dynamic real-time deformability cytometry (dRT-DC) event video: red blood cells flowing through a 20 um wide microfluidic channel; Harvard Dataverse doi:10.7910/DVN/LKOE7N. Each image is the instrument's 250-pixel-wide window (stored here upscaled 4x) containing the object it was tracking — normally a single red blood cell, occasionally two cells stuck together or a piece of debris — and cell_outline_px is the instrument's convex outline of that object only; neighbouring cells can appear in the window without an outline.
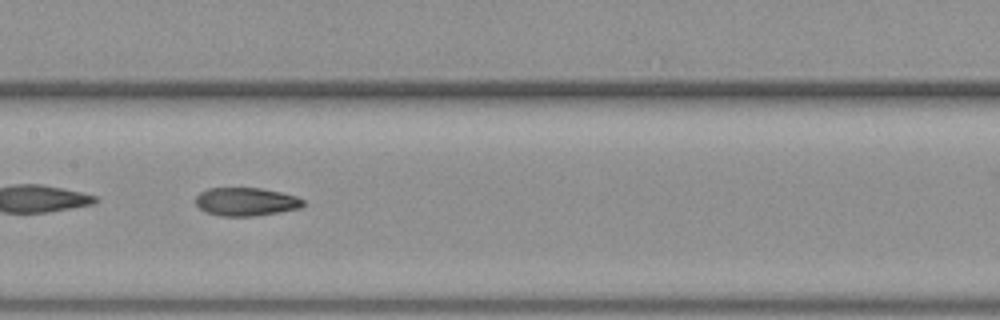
{"species": "common noctule bat (a hibernating species)", "species_latin": "Nyctalus noctula", "temperature_condition": "warm", "stored_images_in_passage": 33, "camera_frame_rate_fps": 3000, "um_per_image_px": 0.085, "animal": {"sex": "female", "body_mass_g": 19.3, "forearm_length_mm": 54.1}, "frame": {"image": 1, "passage_image": 10, "time_ms": 3.0, "image_size_px": [1000, 320], "cell_outline_px": [[304, 204], [300, 208], [280, 212], [256, 216], [220, 216], [204, 212], [196, 204], [196, 196], [200, 192], [208, 188], [260, 188], [280, 192], [296, 196], [304, 200]], "centroid_in_image_um": [20.9, 17.15], "position_along_channel_um": 186.5, "area_um2": 17.8}}
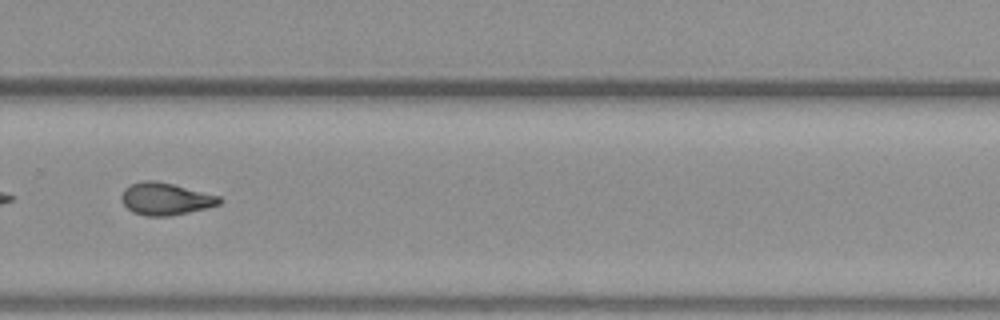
{"frame": {"image": 2, "passage_image": 19, "time_ms": 6.0, "image_size_px": [1000, 320], "cell_outline_px": [[224, 200], [220, 204], [208, 208], [168, 216], [148, 216], [132, 212], [120, 200], [120, 196], [124, 188], [132, 184], [144, 180], [156, 180], [220, 196]], "centroid_in_image_um": [14.07, 16.9], "position_along_channel_um": 315.7, "area_um2": 18.44}}